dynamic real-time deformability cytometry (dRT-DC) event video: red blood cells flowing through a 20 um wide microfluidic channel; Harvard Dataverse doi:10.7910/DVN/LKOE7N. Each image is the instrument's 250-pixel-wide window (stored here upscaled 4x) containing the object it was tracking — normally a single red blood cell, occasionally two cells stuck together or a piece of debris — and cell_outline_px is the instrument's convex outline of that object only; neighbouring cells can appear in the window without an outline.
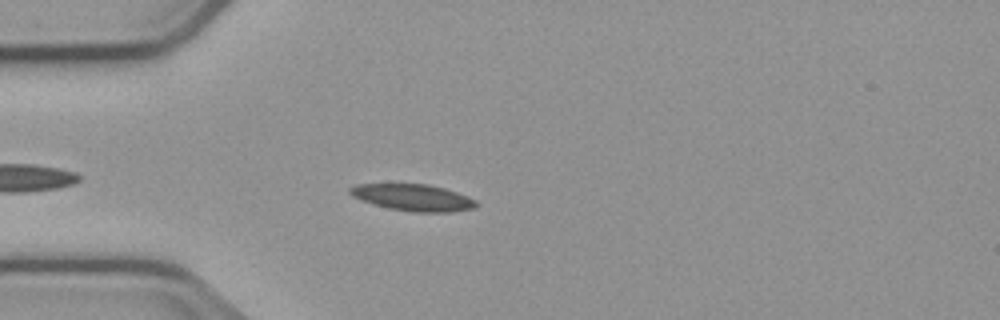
{"species": "common noctule bat (a hibernating species)", "species_latin": "Nyctalus noctula", "temperature_condition": "cold", "stored_images_in_passage": 37, "camera_frame_rate_fps": 3000, "um_per_image_px": 0.085, "animal": {"sex": "male", "body_mass_g": 23.1, "forearm_length_mm": 52.7}, "frame": {"image": 1, "passage_image": 6, "time_ms": 1.667, "image_size_px": [1000, 320], "cell_outline_px": [[476, 208], [452, 212], [412, 212], [388, 208], [372, 204], [352, 196], [348, 192], [348, 188], [356, 184], [428, 184], [444, 188], [468, 196], [476, 200]], "centroid_in_image_um": [35.1, 16.79], "position_along_channel_um": 49.9, "area_um2": 19.71}}
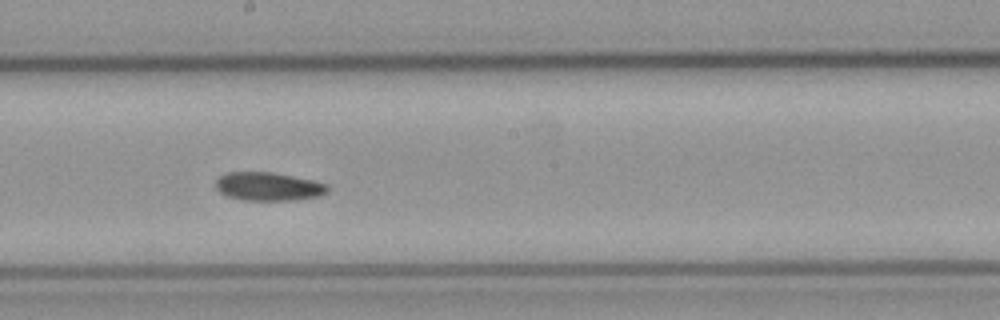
{"frame": {"image": 2, "passage_image": 21, "time_ms": 6.667, "image_size_px": [1000, 320], "cell_outline_px": [[328, 192], [320, 196], [296, 200], [244, 200], [228, 196], [220, 192], [216, 188], [216, 180], [220, 176], [228, 172], [272, 172], [312, 180], [328, 184]], "centroid_in_image_um": [22.83, 15.85], "position_along_channel_um": 225.4, "area_um2": 18.5}}
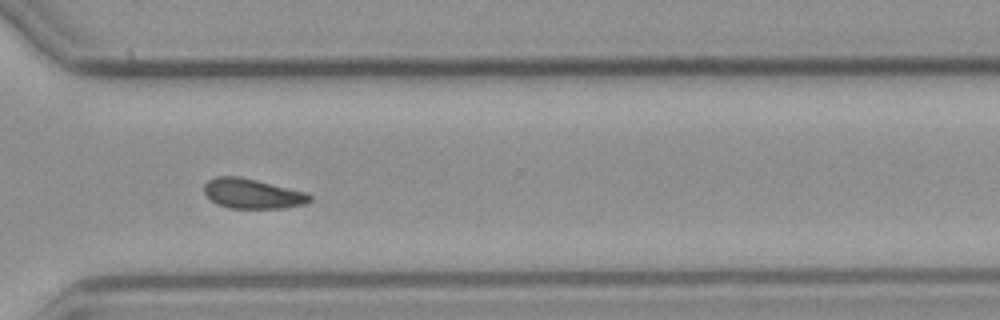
{"frame": {"image": 3, "passage_image": 31, "time_ms": 10.0, "image_size_px": [1000, 320], "cell_outline_px": [[312, 200], [304, 204], [284, 208], [228, 208], [216, 204], [204, 192], [204, 184], [208, 180], [216, 176], [240, 176], [308, 192], [312, 196]], "centroid_in_image_um": [21.47, 16.45], "position_along_channel_um": 349.1, "area_um2": 18.55}, "authors_computed_cell_mechanics": {"area_um2": 18.9006, "velocity_mm_per_s": 3.7231, "shape_relaxation_time_tau1_ms": 7.2074, "shape_relaxation_time_tau2_ms": null, "deformation_change_tau1": 0.1129, "deformation_change_tau2": null}}